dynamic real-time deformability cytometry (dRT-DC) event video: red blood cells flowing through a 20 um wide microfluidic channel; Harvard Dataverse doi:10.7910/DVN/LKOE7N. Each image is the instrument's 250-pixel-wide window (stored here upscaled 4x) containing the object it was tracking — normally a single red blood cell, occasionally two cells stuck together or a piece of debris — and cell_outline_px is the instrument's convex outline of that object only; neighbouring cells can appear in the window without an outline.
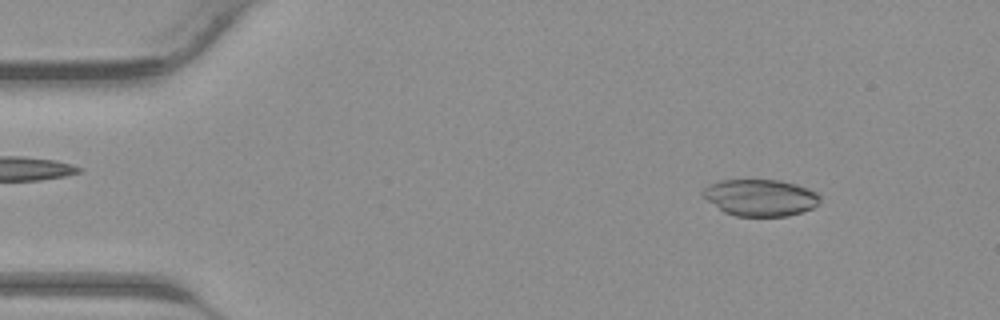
{"species": "common noctule bat (a hibernating species)", "species_latin": "Nyctalus noctula", "temperature_condition": "warm", "stored_images_in_passage": 40, "camera_frame_rate_fps": 3000, "um_per_image_px": 0.085, "animal": {"sex": "male", "body_mass_g": 23.1, "forearm_length_mm": 52.7}, "frame": {"image": 1, "passage_image": 4, "time_ms": 1.0, "image_size_px": [1000, 320], "cell_outline_px": [[820, 204], [812, 208], [788, 216], [736, 216], [724, 212], [708, 200], [700, 192], [704, 188], [720, 180], [780, 180], [796, 184], [808, 188], [816, 192], [820, 196]], "centroid_in_image_um": [64.66, 16.8], "position_along_channel_um": 20.3, "area_um2": 24.97}}
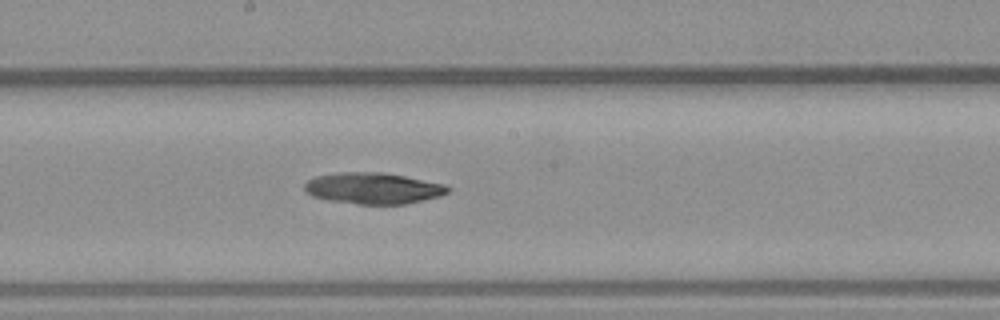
{"frame": {"image": 2, "passage_image": 21, "time_ms": 6.667, "image_size_px": [1000, 320], "cell_outline_px": [[452, 188], [448, 192], [440, 196], [424, 200], [404, 204], [356, 204], [328, 200], [312, 196], [304, 188], [304, 184], [308, 180], [316, 176], [340, 172], [384, 172], [444, 184]], "centroid_in_image_um": [31.72, 16.0], "position_along_channel_um": 216.5, "area_um2": 26.07}}
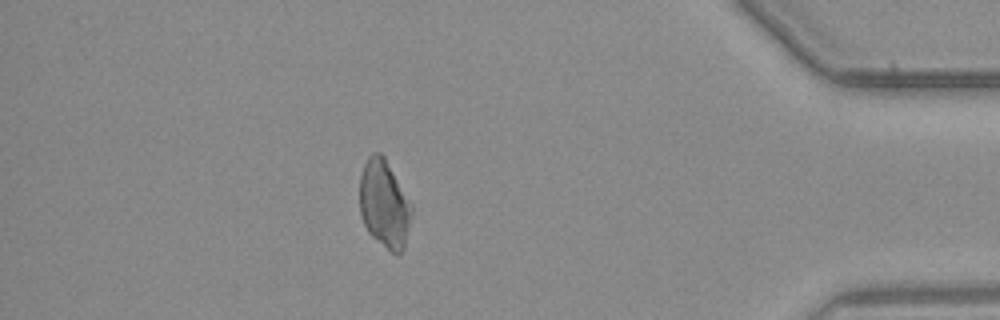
{"frame": {"image": 3, "passage_image": 35, "time_ms": 11.333, "image_size_px": [1000, 320], "cell_outline_px": [[412, 212], [404, 248], [400, 252], [392, 252], [372, 236], [368, 232], [360, 216], [360, 176], [364, 164], [368, 156], [372, 152], [380, 152], [384, 156], [412, 204]], "centroid_in_image_um": [32.65, 17.31], "position_along_channel_um": 402.5, "area_um2": 26.41}}